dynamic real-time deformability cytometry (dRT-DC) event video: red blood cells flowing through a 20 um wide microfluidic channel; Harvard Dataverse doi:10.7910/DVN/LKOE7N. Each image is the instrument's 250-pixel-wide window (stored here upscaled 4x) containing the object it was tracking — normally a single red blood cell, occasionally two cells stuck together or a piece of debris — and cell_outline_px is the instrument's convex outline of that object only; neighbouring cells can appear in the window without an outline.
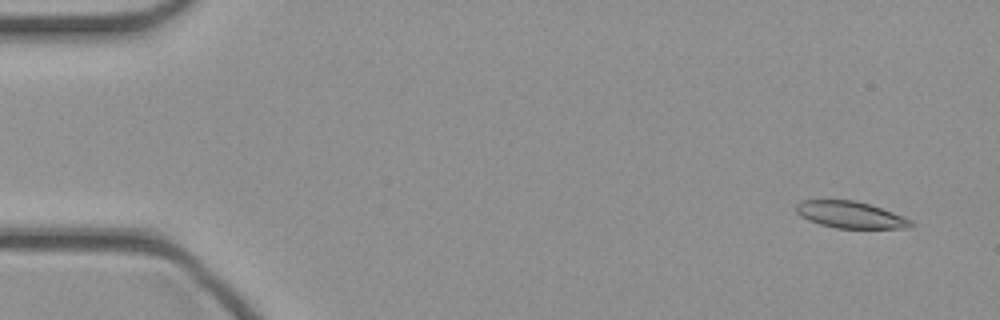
{"species": "common noctule bat (a hibernating species)", "species_latin": "Nyctalus noctula", "temperature_condition": "cold", "stored_images_in_passage": 46, "camera_frame_rate_fps": 3000, "um_per_image_px": 0.085, "animal": {"sex": "female", "body_mass_g": 21.9}, "frame": {"image": 1, "passage_image": 3, "time_ms": 0.667, "image_size_px": [1000, 320], "cell_outline_px": [[916, 224], [908, 228], [836, 228], [820, 224], [808, 220], [800, 216], [796, 212], [796, 204], [800, 200], [856, 200], [892, 212], [912, 220]], "centroid_in_image_um": [72.27, 18.26], "position_along_channel_um": 12.7, "area_um2": 17.86}}
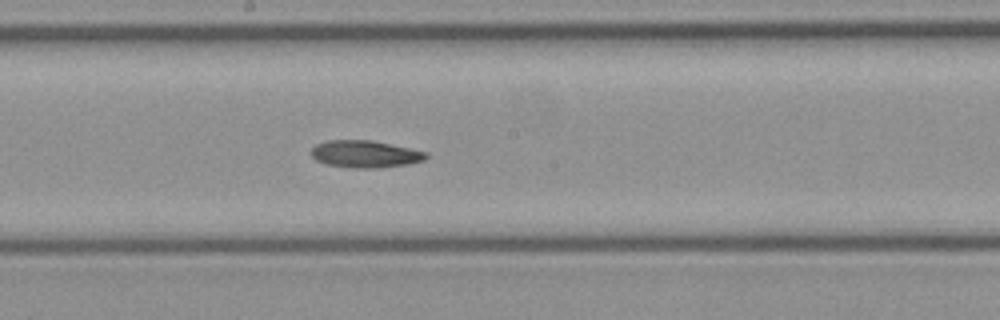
{"frame": {"image": 2, "passage_image": 25, "time_ms": 8.0, "image_size_px": [1000, 320], "cell_outline_px": [[428, 156], [424, 160], [408, 164], [376, 168], [352, 168], [328, 164], [316, 160], [308, 152], [316, 144], [328, 140], [372, 140], [428, 152]], "centroid_in_image_um": [31.02, 13.09], "position_along_channel_um": 217.2, "area_um2": 18.21}}
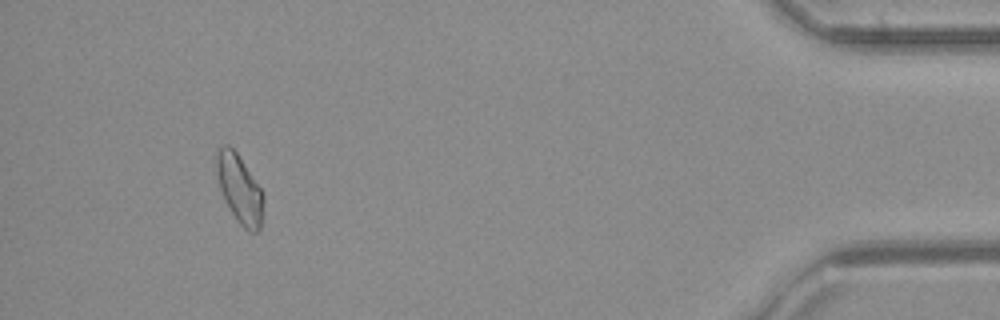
{"frame": {"image": 3, "passage_image": 43, "time_ms": 14.0, "image_size_px": [1000, 320], "cell_outline_px": [[264, 200], [260, 228], [256, 232], [248, 232], [240, 224], [224, 200], [220, 188], [216, 172], [216, 152], [224, 144], [228, 144], [236, 152], [264, 192]], "centroid_in_image_um": [20.37, 16.05], "position_along_channel_um": 414.8, "area_um2": 18.67}}